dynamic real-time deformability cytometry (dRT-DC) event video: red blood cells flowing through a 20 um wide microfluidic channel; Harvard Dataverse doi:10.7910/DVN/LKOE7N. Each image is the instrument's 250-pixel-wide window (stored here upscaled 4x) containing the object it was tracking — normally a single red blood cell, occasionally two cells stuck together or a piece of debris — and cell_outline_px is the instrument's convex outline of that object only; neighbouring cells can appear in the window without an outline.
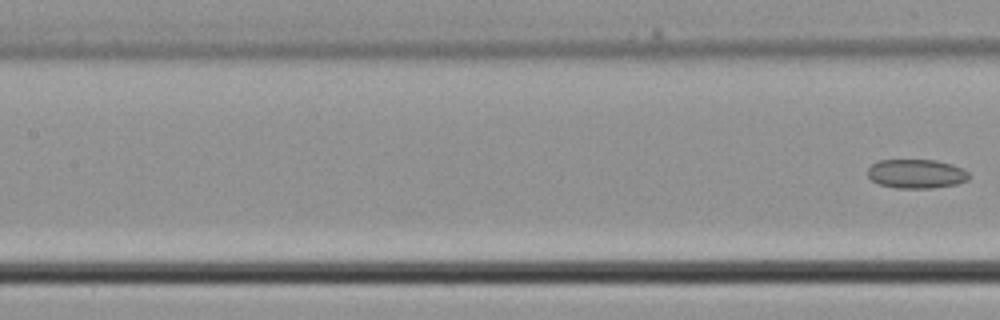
{"species": "common noctule bat (a hibernating species)", "species_latin": "Nyctalus noctula", "temperature_condition": "cold", "stored_images_in_passage": 6, "segment_of_instrument_passage": [2, 2], "camera_frame_rate_fps": 3000, "um_per_image_px": 0.085, "animal": {"sex": "male", "body_mass_g": 21.5, "forearm_length_mm": 52.0}, "frame": {"image": 1, "passage_image": 6, "time_ms": 1.667, "image_size_px": [1000, 320], "cell_outline_px": [[972, 176], [968, 180], [956, 184], [932, 188], [896, 188], [880, 184], [872, 180], [868, 176], [868, 168], [872, 164], [880, 160], [936, 160], [952, 164], [964, 168]], "centroid_in_image_um": [77.93, 14.77], "position_along_channel_um": 129.5, "area_um2": 17.28}}